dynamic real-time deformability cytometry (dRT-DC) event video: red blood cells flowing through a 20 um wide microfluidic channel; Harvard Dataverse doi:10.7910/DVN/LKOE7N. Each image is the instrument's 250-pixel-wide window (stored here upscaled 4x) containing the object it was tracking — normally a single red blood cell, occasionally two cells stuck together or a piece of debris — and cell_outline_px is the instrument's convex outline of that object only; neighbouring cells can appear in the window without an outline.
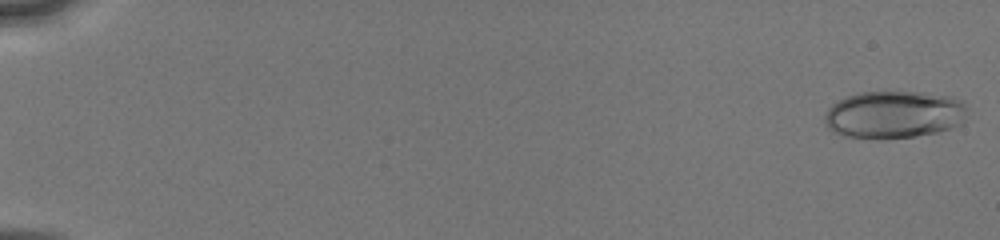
{"species": "human", "species_latin": "Homo sapiens", "temperature_condition": "cold", "stored_images_in_passage": 26, "camera_frame_rate_fps": 3000, "um_per_image_px": 0.085, "donor": {"sex": "male"}, "frame": {"image": 1, "passage_image": 1, "time_ms": 0.0, "image_size_px": [1000, 240], "cell_outline_px": [[968, 108], [964, 120], [960, 124], [952, 128], [936, 132], [916, 136], [880, 140], [844, 136], [832, 132], [824, 124], [824, 116], [828, 108], [832, 104], [848, 96], [860, 92], [924, 92], [952, 96], [964, 100]], "centroid_in_image_um": [76.01, 9.75], "position_along_channel_um": 9.0, "area_um2": 40.23}}
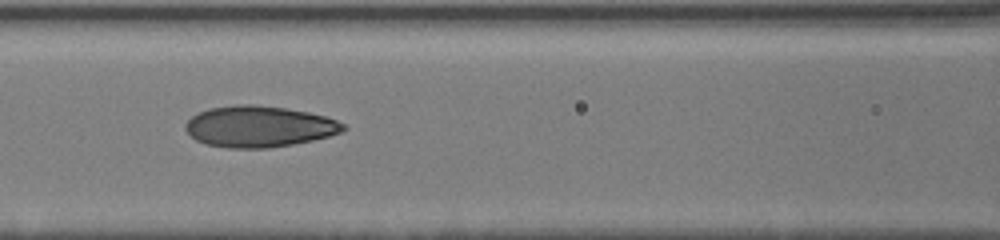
{"frame": {"image": 2, "passage_image": 22, "time_ms": 8.0, "image_size_px": [1000, 240], "cell_outline_px": [[348, 128], [340, 132], [328, 136], [312, 140], [292, 144], [268, 148], [228, 148], [204, 144], [196, 140], [184, 128], [184, 124], [192, 116], [208, 108], [236, 104], [252, 104], [284, 108], [308, 112], [324, 116], [336, 120], [344, 124]], "centroid_in_image_um": [21.99, 10.75], "position_along_channel_um": 144.6, "area_um2": 37.8}}
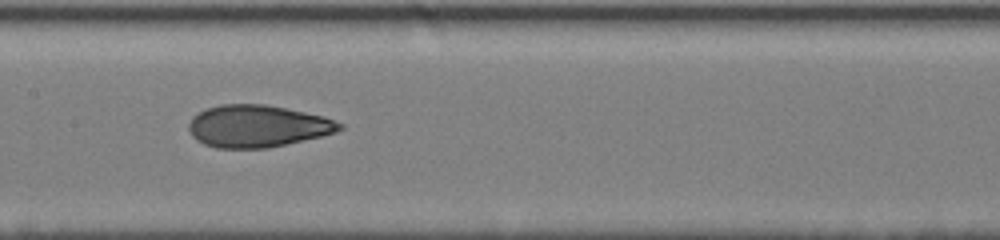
{"frame": {"image": 3, "passage_image": 25, "time_ms": 9.0, "image_size_px": [1000, 240], "cell_outline_px": [[344, 128], [336, 132], [320, 136], [268, 148], [216, 148], [204, 144], [196, 140], [192, 136], [188, 128], [188, 124], [192, 116], [208, 108], [220, 104], [264, 104], [324, 116], [344, 124]], "centroid_in_image_um": [21.87, 10.72], "position_along_channel_um": 185.5, "area_um2": 36.93}}